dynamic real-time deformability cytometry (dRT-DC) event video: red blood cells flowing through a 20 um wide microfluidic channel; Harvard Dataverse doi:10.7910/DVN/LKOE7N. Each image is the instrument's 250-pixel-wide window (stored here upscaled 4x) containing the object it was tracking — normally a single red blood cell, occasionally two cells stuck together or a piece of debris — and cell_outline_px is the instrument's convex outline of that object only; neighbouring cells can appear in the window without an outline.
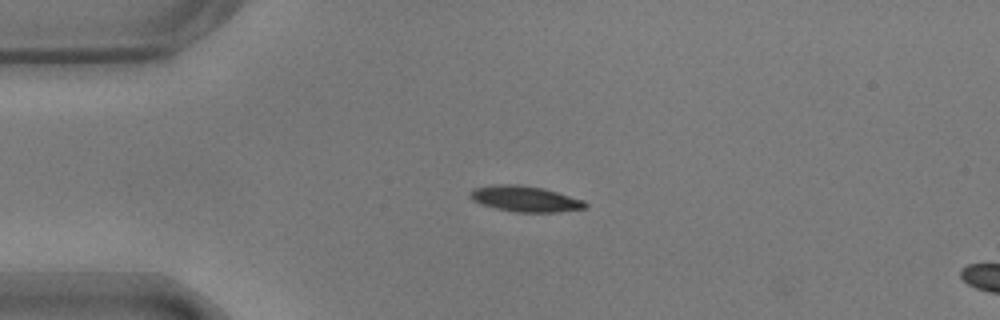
{"species": "common noctule bat (a hibernating species)", "species_latin": "Nyctalus noctula", "temperature_condition": "warm", "stored_images_in_passage": 5, "camera_frame_rate_fps": 3000, "um_per_image_px": 0.085, "animal": {"sex": "male", "body_mass_g": 17.9}, "frame": {"image": 1, "passage_image": 1, "time_ms": 0.0, "image_size_px": [1000, 320], "cell_outline_px": [[588, 208], [560, 212], [516, 212], [496, 208], [472, 200], [468, 196], [468, 192], [476, 188], [492, 184], [520, 184], [544, 188], [584, 200], [588, 204]], "centroid_in_image_um": [44.67, 16.89], "position_along_channel_um": 40.3, "area_um2": 17.46}}